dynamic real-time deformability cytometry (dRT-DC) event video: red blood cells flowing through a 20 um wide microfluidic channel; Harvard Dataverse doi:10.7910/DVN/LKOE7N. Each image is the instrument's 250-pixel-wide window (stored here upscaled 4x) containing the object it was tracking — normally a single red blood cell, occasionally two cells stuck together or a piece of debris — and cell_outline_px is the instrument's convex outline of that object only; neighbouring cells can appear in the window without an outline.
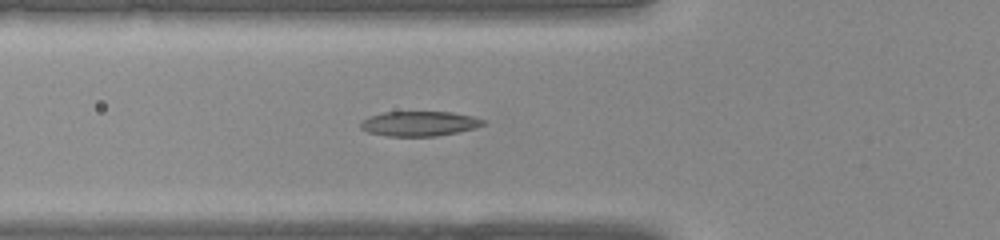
{"species": "common noctule bat (a hibernating species)", "species_latin": "Nyctalus noctula", "temperature_condition": "warm", "stored_images_in_passage": 31, "camera_frame_rate_fps": 3000, "um_per_image_px": 0.085, "animal": {"sex": "female", "body_mass_g": 22.0, "forearm_length_mm": 56.7}, "frame": {"image": 1, "passage_image": 7, "time_ms": 2.0, "image_size_px": [1000, 240], "cell_outline_px": [[484, 124], [472, 128], [456, 132], [436, 136], [388, 136], [368, 132], [360, 128], [360, 124], [368, 116], [384, 112], [452, 112], [472, 116], [484, 120]], "centroid_in_image_um": [35.6, 10.5], "position_along_channel_um": 90.2, "area_um2": 17.51}}
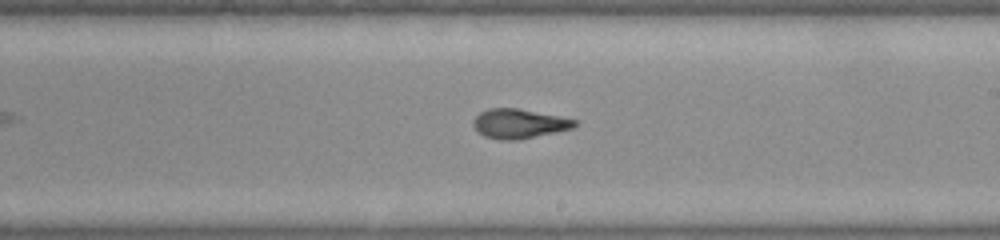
{"frame": {"image": 2, "passage_image": 16, "time_ms": 5.0, "image_size_px": [1000, 240], "cell_outline_px": [[576, 124], [572, 128], [556, 132], [520, 140], [500, 140], [484, 136], [472, 124], [472, 120], [480, 112], [488, 108], [516, 108], [576, 120]], "centroid_in_image_um": [44.07, 10.52], "position_along_channel_um": 244.9, "area_um2": 17.17}}
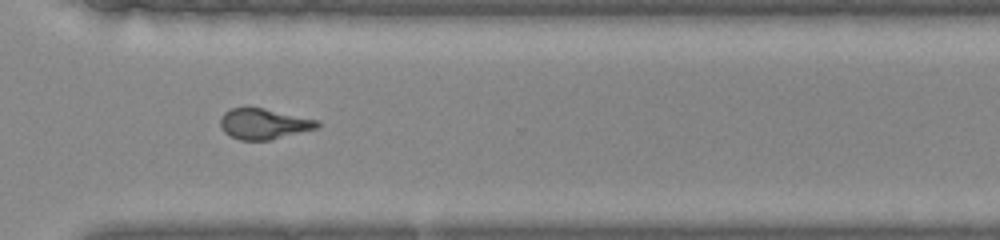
{"frame": {"image": 3, "passage_image": 22, "time_ms": 7.0, "image_size_px": [1000, 240], "cell_outline_px": [[320, 124], [316, 128], [272, 140], [240, 140], [228, 136], [220, 128], [220, 116], [224, 112], [232, 108], [264, 108], [316, 120]], "centroid_in_image_um": [22.35, 10.54], "position_along_channel_um": 348.3, "area_um2": 17.22}}